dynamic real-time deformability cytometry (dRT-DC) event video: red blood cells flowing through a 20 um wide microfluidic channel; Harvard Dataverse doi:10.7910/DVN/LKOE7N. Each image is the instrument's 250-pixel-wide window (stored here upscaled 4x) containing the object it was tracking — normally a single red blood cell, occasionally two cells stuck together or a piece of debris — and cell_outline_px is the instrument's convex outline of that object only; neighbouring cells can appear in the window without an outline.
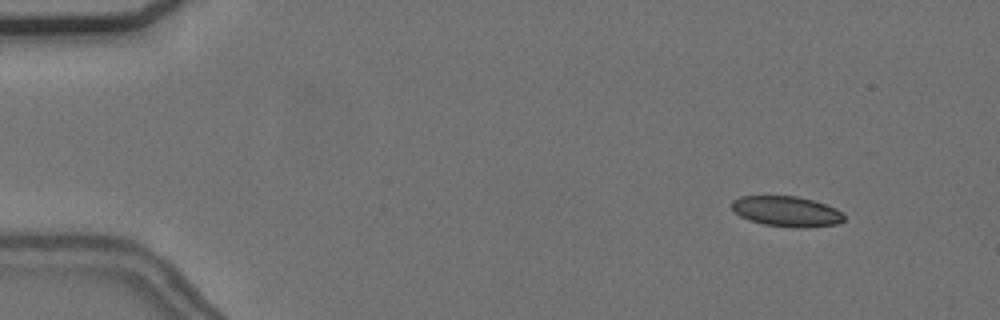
{"species": "common noctule bat (a hibernating species)", "species_latin": "Nyctalus noctula", "temperature_condition": "cold", "stored_images_in_passage": 56, "camera_frame_rate_fps": 3000, "um_per_image_px": 0.085, "animal": {"sex": "female", "body_mass_g": 24.6, "forearm_length_mm": 56.2}, "frame": {"image": 1, "passage_image": 6, "time_ms": 1.667, "image_size_px": [1000, 320], "cell_outline_px": [[844, 220], [836, 224], [804, 228], [796, 228], [764, 224], [740, 216], [732, 208], [732, 200], [740, 196], [796, 196], [812, 200], [836, 208], [844, 216]], "centroid_in_image_um": [66.86, 17.96], "position_along_channel_um": 18.1, "area_um2": 19.65}}
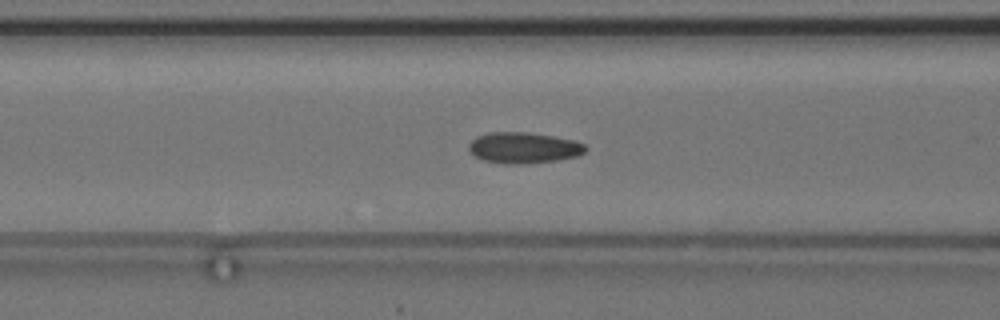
{"frame": {"image": 2, "passage_image": 23, "time_ms": 7.333, "image_size_px": [1000, 320], "cell_outline_px": [[588, 148], [584, 152], [576, 156], [556, 160], [520, 164], [504, 164], [484, 160], [468, 152], [468, 144], [476, 136], [488, 132], [528, 132], [552, 136], [572, 140], [584, 144]], "centroid_in_image_um": [44.46, 12.55], "position_along_channel_um": 122.1, "area_um2": 21.04}}
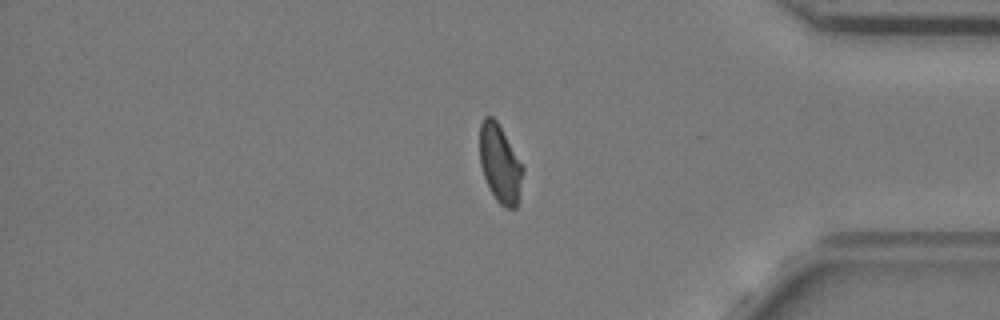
{"frame": {"image": 3, "passage_image": 47, "time_ms": 15.333, "image_size_px": [1000, 320], "cell_outline_px": [[524, 168], [516, 208], [504, 208], [496, 200], [484, 176], [480, 164], [480, 124], [484, 116], [492, 116], [496, 120]], "centroid_in_image_um": [42.48, 13.91], "position_along_channel_um": 392.7, "area_um2": 19.19}, "authors_computed_cell_mechanics": {"area_um2": 20.4034, "velocity_mm_per_s": 3.6704, "shape_relaxation_time_tau1_ms": null, "shape_relaxation_time_tau2_ms": 1.643, "deformation_change_tau1": null, "deformation_change_tau2": 0.0588}}